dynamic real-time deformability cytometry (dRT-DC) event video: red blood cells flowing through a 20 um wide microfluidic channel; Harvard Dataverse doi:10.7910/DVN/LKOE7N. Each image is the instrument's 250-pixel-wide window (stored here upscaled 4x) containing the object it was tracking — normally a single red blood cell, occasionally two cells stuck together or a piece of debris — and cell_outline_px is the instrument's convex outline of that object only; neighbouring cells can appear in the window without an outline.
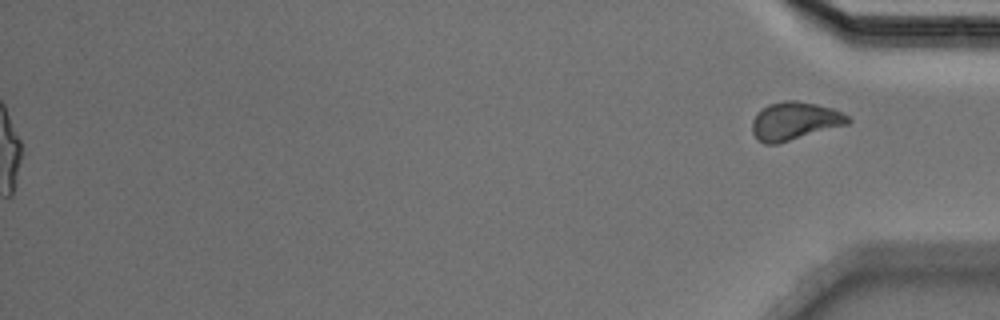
{"species": "Egyptian fruit bat (a non-hibernating species)", "species_latin": "Rousettus aegyptiacus", "temperature_condition": "cold", "stored_images_in_passage": 52, "segment_of_instrument_passage": [2, 2], "camera_frame_rate_fps": 3000, "um_per_image_px": 0.085, "animal": {"sex": "male"}, "frame": {"image": 1, "passage_image": 52, "time_ms": 17.0, "image_size_px": [1000, 320], "cell_outline_px": [[852, 120], [848, 124], [776, 144], [764, 144], [752, 132], [752, 120], [756, 112], [768, 104], [784, 100], [796, 100], [816, 104], [832, 108], [848, 116]], "centroid_in_image_um": [67.52, 10.27], "position_along_channel_um": 367.7, "area_um2": 21.15}}